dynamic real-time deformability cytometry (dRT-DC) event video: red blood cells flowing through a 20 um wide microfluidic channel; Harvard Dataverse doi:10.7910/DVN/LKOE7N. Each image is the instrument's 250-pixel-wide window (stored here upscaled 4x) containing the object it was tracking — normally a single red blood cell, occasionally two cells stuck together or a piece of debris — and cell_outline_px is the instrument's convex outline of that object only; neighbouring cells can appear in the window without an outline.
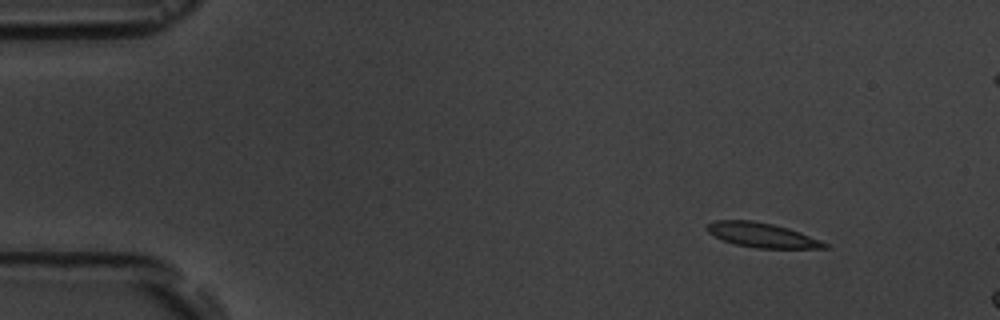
{"species": "common noctule bat (a hibernating species)", "species_latin": "Nyctalus noctula", "temperature_condition": "room temperature", "stored_images_in_passage": 3, "camera_frame_rate_fps": 3000, "um_per_image_px": 0.085, "animal": {"sex": "male", "body_mass_g": 19.5, "forearm_length_mm": 54.6}, "frame": {"image": 1, "passage_image": 1, "time_ms": 0.0, "image_size_px": [1000, 320], "cell_outline_px": [[828, 248], [756, 248], [736, 244], [724, 240], [708, 232], [704, 228], [708, 224], [716, 220], [752, 220], [772, 224], [788, 228], [800, 232], [820, 240], [828, 244]], "centroid_in_image_um": [64.76, 19.98], "position_along_channel_um": 20.2, "area_um2": 16.65}}